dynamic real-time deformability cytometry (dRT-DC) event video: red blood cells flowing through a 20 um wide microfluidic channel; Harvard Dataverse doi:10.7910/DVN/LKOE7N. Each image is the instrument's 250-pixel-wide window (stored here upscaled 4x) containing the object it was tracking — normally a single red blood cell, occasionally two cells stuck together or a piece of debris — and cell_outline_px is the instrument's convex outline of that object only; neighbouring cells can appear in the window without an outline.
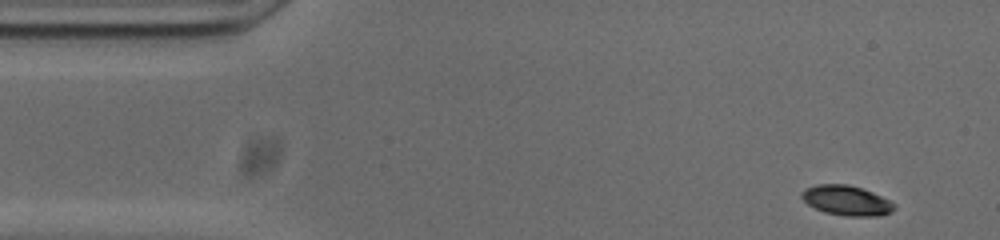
{"species": "common noctule bat (a hibernating species)", "species_latin": "Nyctalus noctula", "temperature_condition": "cold", "stored_images_in_passage": 50, "camera_frame_rate_fps": 3000, "um_per_image_px": 0.085, "animal": {"sex": "male", "body_mass_g": 20.0, "forearm_length_mm": 53.3}, "frame": {"image": 1, "passage_image": 1, "time_ms": 0.0, "image_size_px": [1000, 240], "cell_outline_px": [[896, 208], [892, 212], [880, 216], [844, 216], [824, 212], [808, 204], [800, 196], [808, 188], [816, 184], [848, 184], [872, 192], [896, 204]], "centroid_in_image_um": [72.0, 17.05], "position_along_channel_um": 13.0, "area_um2": 16.01}}
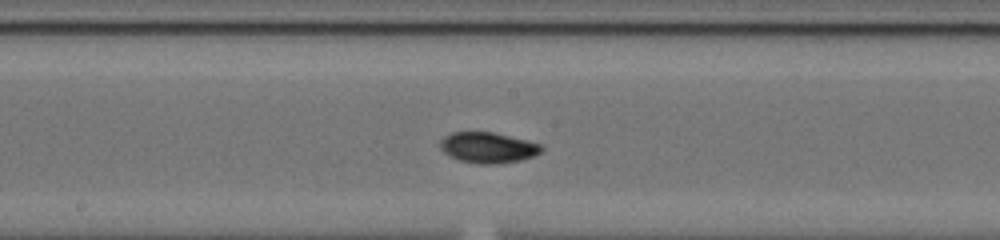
{"frame": {"image": 2, "passage_image": 24, "time_ms": 7.667, "image_size_px": [1000, 240], "cell_outline_px": [[544, 148], [540, 152], [532, 156], [520, 160], [492, 164], [476, 164], [460, 160], [444, 152], [440, 148], [440, 140], [444, 136], [452, 132], [492, 132], [528, 140], [540, 144]], "centroid_in_image_um": [41.47, 12.54], "position_along_channel_um": 206.7, "area_um2": 17.98}}
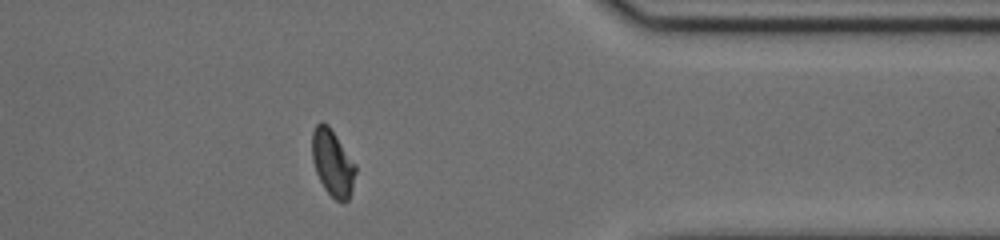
{"frame": {"image": 3, "passage_image": 40, "time_ms": 13.0, "image_size_px": [1000, 240], "cell_outline_px": [[356, 172], [352, 188], [348, 200], [336, 200], [324, 188], [316, 172], [312, 160], [312, 132], [316, 124], [320, 120], [324, 120], [328, 124], [356, 164]], "centroid_in_image_um": [28.26, 13.79], "position_along_channel_um": 383.1, "area_um2": 16.82}, "authors_computed_cell_mechanics": {"area_um2": 17.1955, "velocity_mm_per_s": 3.7179, "shape_relaxation_time_tau1_ms": 2.9642, "shape_relaxation_time_tau2_ms": 3.1596, "deformation_change_tau1": 0.1072, "deformation_change_tau2": 0.0641}}